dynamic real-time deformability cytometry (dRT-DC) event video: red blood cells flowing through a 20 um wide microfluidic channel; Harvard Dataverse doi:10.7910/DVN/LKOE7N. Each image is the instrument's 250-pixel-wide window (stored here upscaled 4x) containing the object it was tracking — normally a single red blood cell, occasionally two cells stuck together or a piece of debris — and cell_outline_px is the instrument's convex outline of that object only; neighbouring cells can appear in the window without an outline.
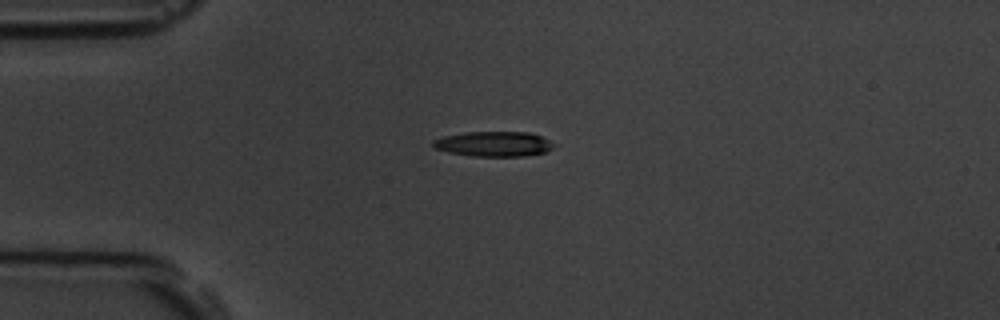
{"species": "common noctule bat (a hibernating species)", "species_latin": "Nyctalus noctula", "temperature_condition": "room temperature", "stored_images_in_passage": 9, "camera_frame_rate_fps": 3000, "um_per_image_px": 0.085, "animal": {"sex": "male", "body_mass_g": 19.5, "forearm_length_mm": 54.6}, "frame": {"image": 1, "passage_image": 4, "time_ms": 3.333, "image_size_px": [1000, 320], "cell_outline_px": [[556, 144], [552, 148], [544, 152], [524, 156], [472, 156], [448, 152], [432, 148], [432, 140], [444, 136], [464, 132], [528, 132], [540, 136]], "centroid_in_image_um": [41.92, 12.23], "position_along_channel_um": 43.1, "area_um2": 17.63}}
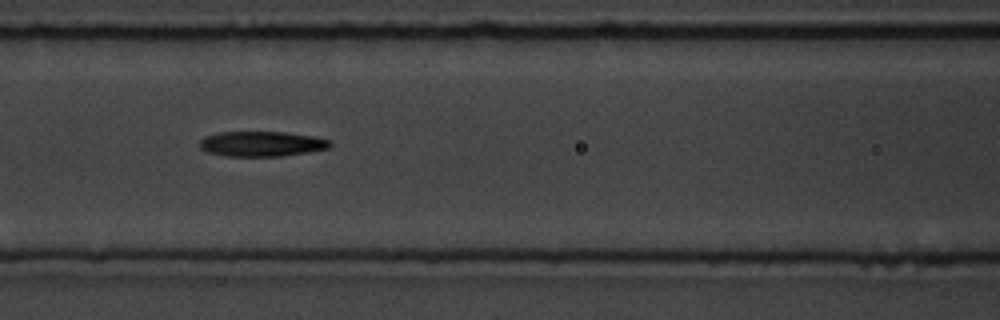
{"frame": {"image": 2, "passage_image": 7, "time_ms": 6.667, "image_size_px": [1000, 320], "cell_outline_px": [[332, 144], [328, 148], [308, 152], [280, 156], [228, 156], [208, 152], [200, 148], [200, 140], [208, 136], [220, 132], [284, 132], [316, 136], [332, 140]], "centroid_in_image_um": [22.3, 12.22], "position_along_channel_um": 144.3, "area_um2": 19.02}}
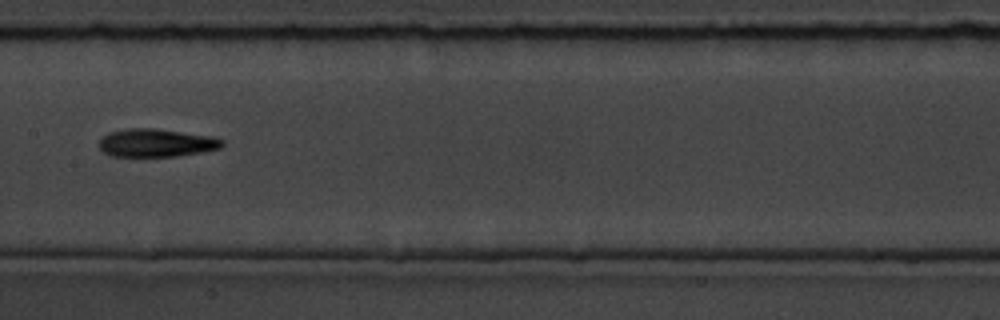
{"frame": {"image": 3, "passage_image": 8, "time_ms": 8.0, "image_size_px": [1000, 320], "cell_outline_px": [[224, 144], [220, 148], [200, 152], [176, 156], [112, 156], [104, 152], [100, 148], [100, 140], [108, 132], [128, 128], [156, 128], [212, 136], [224, 140]], "centroid_in_image_um": [13.29, 12.13], "position_along_channel_um": 194.1, "area_um2": 20.06}}